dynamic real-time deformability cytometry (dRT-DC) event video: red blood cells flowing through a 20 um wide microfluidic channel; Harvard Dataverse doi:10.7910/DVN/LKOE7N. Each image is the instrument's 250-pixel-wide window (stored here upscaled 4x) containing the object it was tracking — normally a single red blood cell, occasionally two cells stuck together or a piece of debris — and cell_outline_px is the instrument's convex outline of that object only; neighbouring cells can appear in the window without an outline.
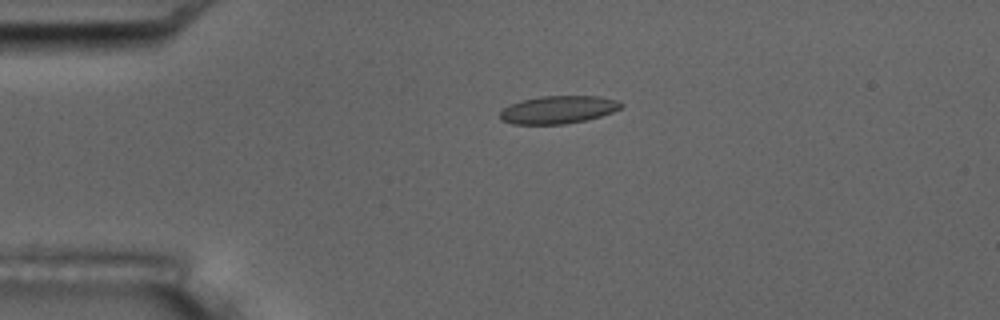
{"species": "common noctule bat (a hibernating species)", "species_latin": "Nyctalus noctula", "temperature_condition": "room temperature", "stored_images_in_passage": 5, "camera_frame_rate_fps": 3000, "um_per_image_px": 0.085, "animal": {"sex": "male", "body_mass_g": 17.5, "forearm_length_mm": 52.3}, "frame": {"image": 1, "passage_image": 4, "time_ms": 3.667, "image_size_px": [1000, 320], "cell_outline_px": [[624, 104], [620, 108], [612, 112], [600, 116], [584, 120], [564, 124], [512, 124], [500, 120], [500, 112], [504, 108], [520, 100], [540, 96], [600, 96], [620, 100]], "centroid_in_image_um": [47.46, 9.31], "position_along_channel_um": 37.5, "area_um2": 19.65}}